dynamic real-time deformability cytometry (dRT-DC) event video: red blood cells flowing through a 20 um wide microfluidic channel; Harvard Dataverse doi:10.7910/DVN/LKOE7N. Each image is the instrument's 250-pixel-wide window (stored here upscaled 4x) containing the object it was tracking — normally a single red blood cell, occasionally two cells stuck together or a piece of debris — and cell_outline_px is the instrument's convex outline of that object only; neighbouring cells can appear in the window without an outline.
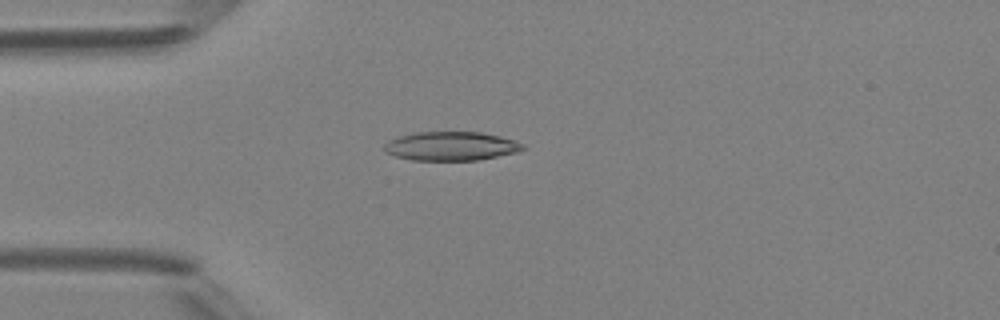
{"species": "Egyptian fruit bat (a non-hibernating species)", "species_latin": "Rousettus aegyptiacus", "temperature_condition": "room temperature", "stored_images_in_passage": 5, "camera_frame_rate_fps": 3000, "um_per_image_px": 0.085, "animal": {"sex": "female"}, "frame": {"image": 1, "passage_image": 5, "time_ms": 4.667, "image_size_px": [1000, 320], "cell_outline_px": [[524, 148], [516, 152], [476, 160], [412, 160], [396, 156], [384, 152], [384, 144], [388, 140], [396, 136], [416, 132], [480, 132], [500, 136], [524, 144]], "centroid_in_image_um": [38.27, 12.41], "position_along_channel_um": 46.7, "area_um2": 23.24}}